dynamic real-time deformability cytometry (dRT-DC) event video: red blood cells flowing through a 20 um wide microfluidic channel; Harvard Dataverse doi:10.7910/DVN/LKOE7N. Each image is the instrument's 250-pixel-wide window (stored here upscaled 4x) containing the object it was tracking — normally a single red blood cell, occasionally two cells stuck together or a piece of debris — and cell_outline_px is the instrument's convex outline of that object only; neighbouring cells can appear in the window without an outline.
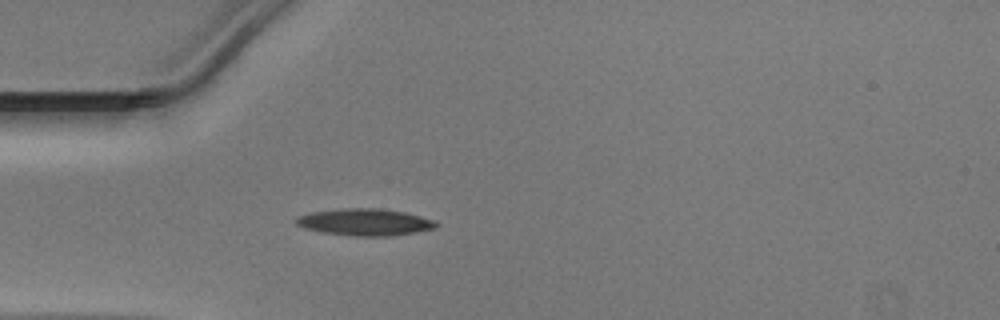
{"species": "Egyptian fruit bat (a non-hibernating species)", "species_latin": "Rousettus aegyptiacus", "temperature_condition": "warm", "stored_images_in_passage": 36, "camera_frame_rate_fps": 3000, "um_per_image_px": 0.085, "animal": {"sex": "male"}, "frame": {"image": 1, "passage_image": 1, "time_ms": 0.0, "image_size_px": [1000, 320], "cell_outline_px": [[440, 224], [436, 228], [416, 232], [388, 236], [356, 236], [320, 232], [304, 228], [296, 224], [296, 216], [312, 212], [344, 208], [380, 208], [404, 212], [436, 220]], "centroid_in_image_um": [31.04, 18.88], "position_along_channel_um": 54.0, "area_um2": 22.02}}
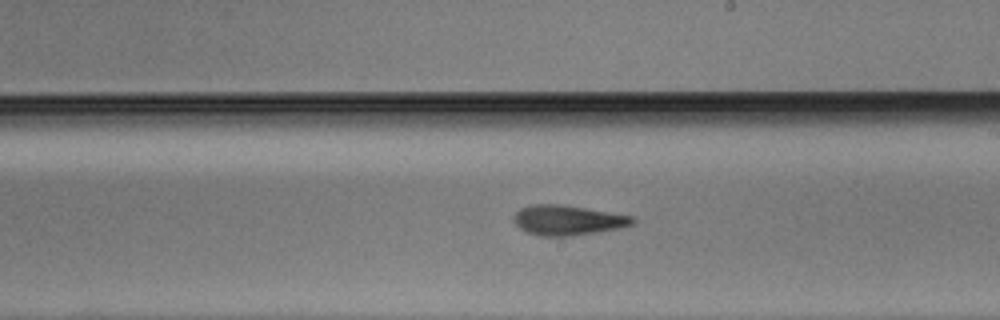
{"frame": {"image": 2, "passage_image": 15, "time_ms": 4.667, "image_size_px": [1000, 320], "cell_outline_px": [[636, 220], [632, 224], [620, 228], [572, 236], [540, 236], [528, 232], [520, 228], [512, 220], [512, 216], [520, 208], [528, 204], [560, 204], [632, 216]], "centroid_in_image_um": [48.2, 18.71], "position_along_channel_um": 240.8, "area_um2": 20.69}}
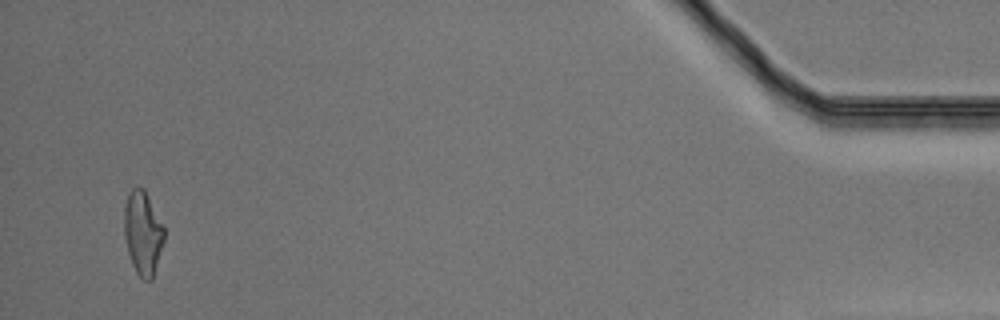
{"frame": {"image": 3, "passage_image": 34, "time_ms": 11.0, "image_size_px": [1000, 320], "cell_outline_px": [[164, 240], [152, 280], [144, 280], [136, 272], [132, 264], [128, 252], [124, 236], [124, 204], [132, 188], [136, 184], [144, 188], [164, 228]], "centroid_in_image_um": [12.12, 19.77], "position_along_channel_um": 423.1, "area_um2": 19.42}}